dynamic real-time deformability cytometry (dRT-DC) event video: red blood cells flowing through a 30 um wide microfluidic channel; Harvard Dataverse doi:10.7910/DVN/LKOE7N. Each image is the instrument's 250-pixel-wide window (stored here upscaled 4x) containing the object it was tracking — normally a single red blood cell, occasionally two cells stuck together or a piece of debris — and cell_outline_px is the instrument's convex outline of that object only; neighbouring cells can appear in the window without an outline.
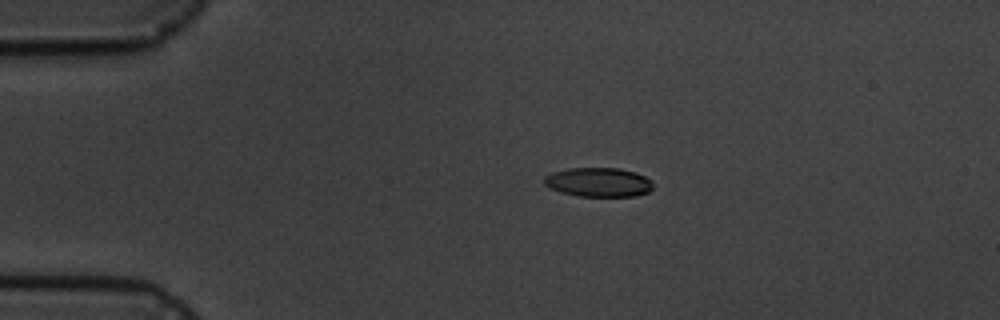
{"species": "common noctule bat (a hibernating species)", "species_latin": "Nyctalus noctula", "temperature_condition": "cold", "stored_images_in_passage": 8, "camera_frame_rate_fps": 3000, "um_per_image_px": 0.085, "animal": {"sex": "male", "body_mass_g": 19.5, "forearm_length_mm": 54.6}, "frame": {"image": 1, "passage_image": 3, "time_ms": 3.333, "image_size_px": [1000, 320], "cell_outline_px": [[652, 188], [648, 192], [636, 196], [580, 196], [564, 192], [552, 188], [544, 184], [544, 176], [552, 172], [568, 168], [620, 168], [636, 172], [652, 180]], "centroid_in_image_um": [50.9, 15.47], "position_along_channel_um": 34.1, "area_um2": 18.44}}
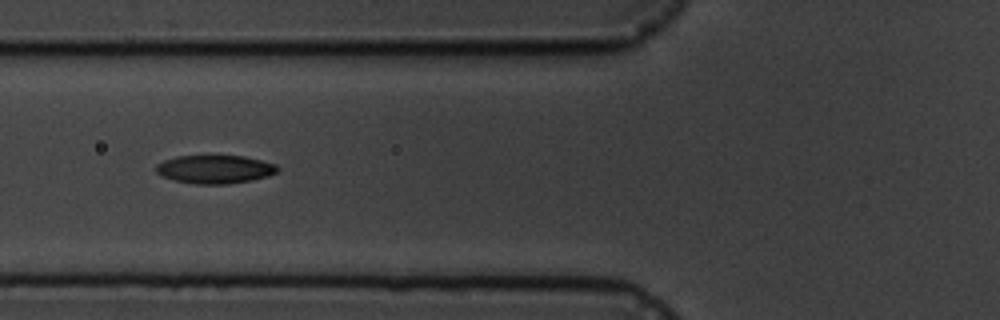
{"frame": {"image": 2, "passage_image": 6, "time_ms": 6.667, "image_size_px": [1000, 320], "cell_outline_px": [[280, 168], [276, 172], [268, 176], [252, 180], [224, 184], [196, 184], [176, 180], [160, 176], [156, 172], [156, 164], [164, 160], [176, 156], [244, 156], [276, 164]], "centroid_in_image_um": [18.25, 14.38], "position_along_channel_um": 107.5, "area_um2": 20.0}}
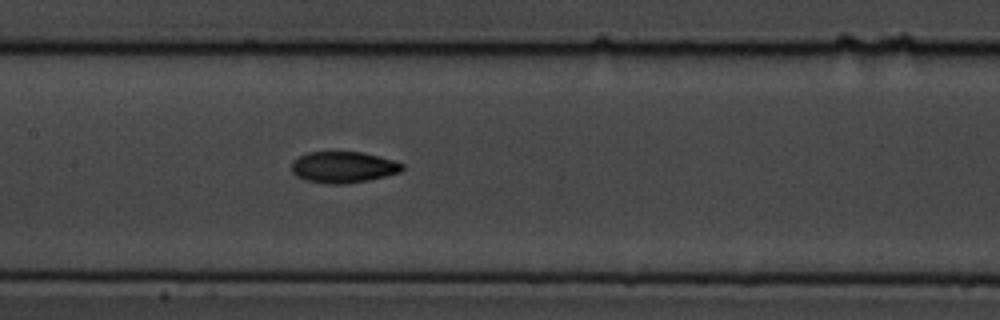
{"frame": {"image": 3, "passage_image": 8, "time_ms": 8.667, "image_size_px": [1000, 320], "cell_outline_px": [[404, 168], [400, 172], [368, 180], [344, 184], [328, 184], [308, 180], [296, 176], [292, 172], [292, 160], [308, 152], [360, 152], [392, 160], [404, 164]], "centroid_in_image_um": [29.16, 14.21], "position_along_channel_um": 178.2, "area_um2": 19.94}}